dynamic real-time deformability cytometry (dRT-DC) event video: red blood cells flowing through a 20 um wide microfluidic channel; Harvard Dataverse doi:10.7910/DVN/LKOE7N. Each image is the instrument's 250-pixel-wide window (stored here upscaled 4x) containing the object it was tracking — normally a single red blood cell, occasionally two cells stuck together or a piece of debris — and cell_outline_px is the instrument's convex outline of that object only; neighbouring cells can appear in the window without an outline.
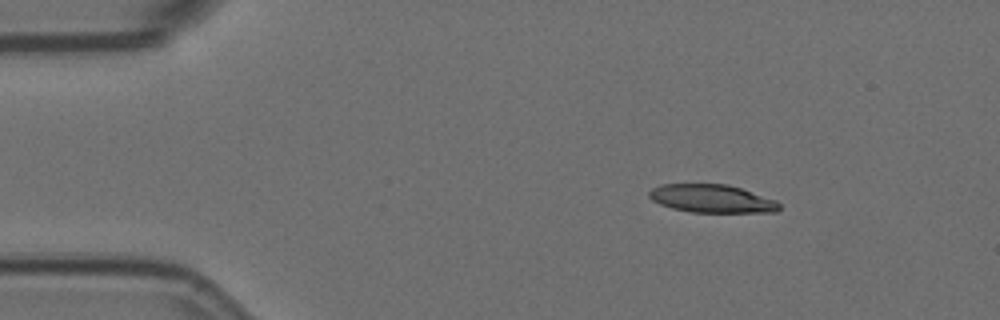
{"species": "Egyptian fruit bat (a non-hibernating species)", "species_latin": "Rousettus aegyptiacus", "temperature_condition": "room temperature", "stored_images_in_passage": 4, "camera_frame_rate_fps": 3000, "um_per_image_px": 0.085, "animal": {"sex": "female"}, "frame": {"image": 1, "passage_image": 1, "time_ms": 0.0, "image_size_px": [1000, 320], "cell_outline_px": [[780, 208], [776, 212], [692, 212], [672, 208], [660, 204], [652, 200], [648, 196], [648, 192], [652, 188], [660, 184], [728, 184], [776, 200], [780, 204]], "centroid_in_image_um": [60.48, 16.88], "position_along_channel_um": 24.5, "area_um2": 21.27}}
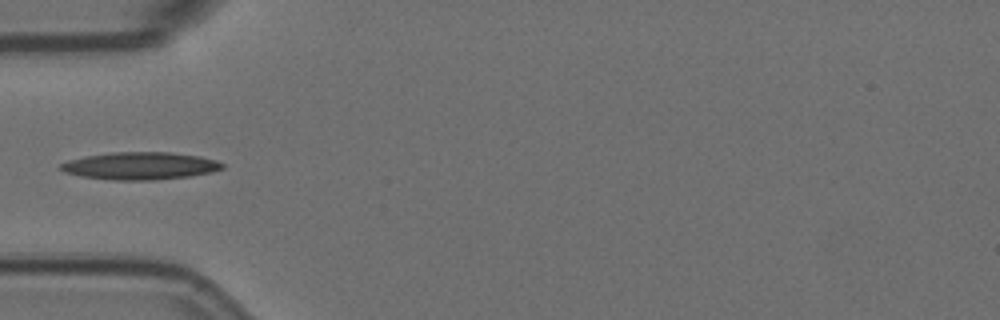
{"frame": {"image": 2, "passage_image": 4, "time_ms": 1.0, "image_size_px": [1000, 320], "cell_outline_px": [[224, 168], [212, 172], [188, 176], [152, 180], [112, 180], [80, 176], [64, 172], [60, 168], [60, 164], [68, 160], [88, 156], [112, 152], [172, 152], [200, 156], [216, 160], [224, 164]], "centroid_in_image_um": [11.93, 14.09], "position_along_channel_um": 73.1, "area_um2": 25.84}}